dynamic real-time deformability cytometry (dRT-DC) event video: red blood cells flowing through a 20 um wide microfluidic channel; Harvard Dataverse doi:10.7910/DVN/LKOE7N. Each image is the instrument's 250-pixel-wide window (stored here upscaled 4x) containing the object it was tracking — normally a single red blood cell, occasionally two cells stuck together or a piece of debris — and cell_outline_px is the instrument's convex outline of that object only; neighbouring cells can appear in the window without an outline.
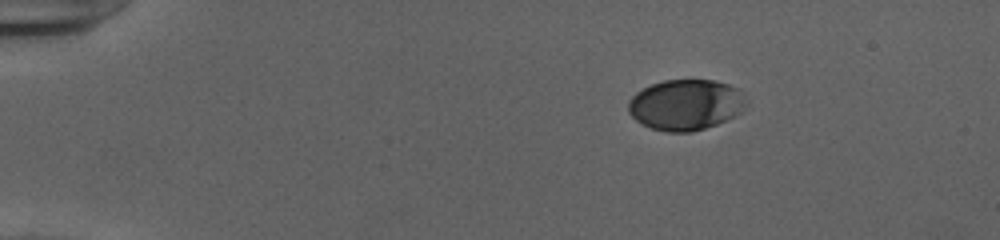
{"species": "human", "species_latin": "Homo sapiens", "temperature_condition": "cold", "stored_images_in_passage": 45, "camera_frame_rate_fps": 3000, "um_per_image_px": 0.085, "donor": {"sex": "female"}, "frame": {"image": 1, "passage_image": 1, "time_ms": 0.0, "image_size_px": [1000, 240], "cell_outline_px": [[748, 100], [740, 112], [736, 116], [728, 120], [692, 132], [668, 132], [652, 128], [636, 120], [628, 112], [628, 100], [636, 92], [652, 84], [664, 80], [712, 80], [728, 84], [736, 88]], "centroid_in_image_um": [58.29, 8.91], "position_along_channel_um": 26.7, "area_um2": 34.8}}
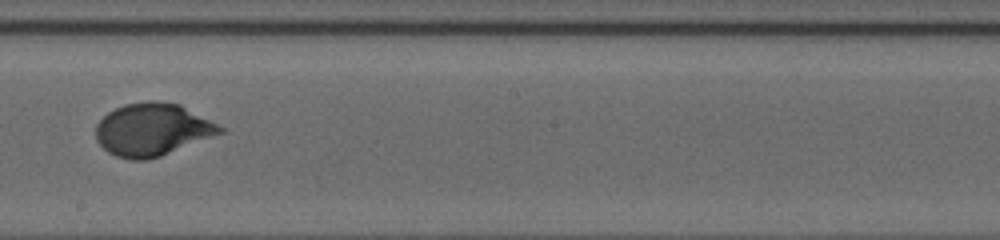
{"frame": {"image": 2, "passage_image": 24, "time_ms": 7.667, "image_size_px": [1000, 240], "cell_outline_px": [[224, 132], [160, 156], [148, 160], [132, 160], [116, 156], [108, 152], [96, 140], [96, 124], [108, 112], [124, 104], [156, 100], [180, 104], [224, 128]], "centroid_in_image_um": [12.93, 11.01], "position_along_channel_um": 235.3, "area_um2": 37.74}}
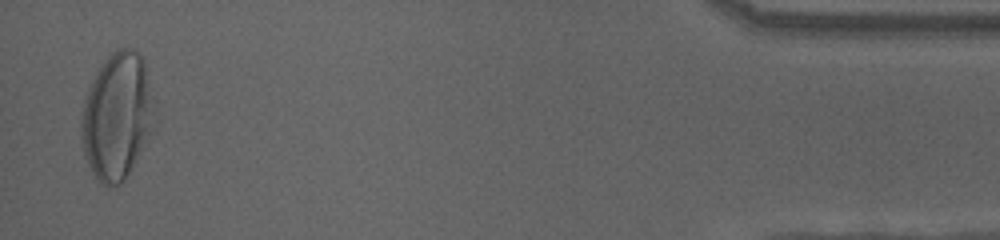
{"frame": {"image": 3, "passage_image": 44, "time_ms": 14.333, "image_size_px": [1000, 240], "cell_outline_px": [[156, 128], [132, 168], [124, 180], [120, 184], [112, 188], [108, 188], [100, 184], [92, 172], [88, 164], [80, 140], [80, 116], [84, 96], [92, 80], [108, 56], [112, 52], [120, 48], [132, 48], [144, 60], [152, 104]], "centroid_in_image_um": [9.93, 9.95], "position_along_channel_um": 425.3, "area_um2": 54.45}, "authors_computed_cell_mechanics": {"area_um2": 36.992, "velocity_mm_per_s": 3.9417, "shape_relaxation_time_tau1_ms": 4.5671, "shape_relaxation_time_tau2_ms": null, "deformation_change_tau1": 0.2085, "deformation_change_tau2": null}}